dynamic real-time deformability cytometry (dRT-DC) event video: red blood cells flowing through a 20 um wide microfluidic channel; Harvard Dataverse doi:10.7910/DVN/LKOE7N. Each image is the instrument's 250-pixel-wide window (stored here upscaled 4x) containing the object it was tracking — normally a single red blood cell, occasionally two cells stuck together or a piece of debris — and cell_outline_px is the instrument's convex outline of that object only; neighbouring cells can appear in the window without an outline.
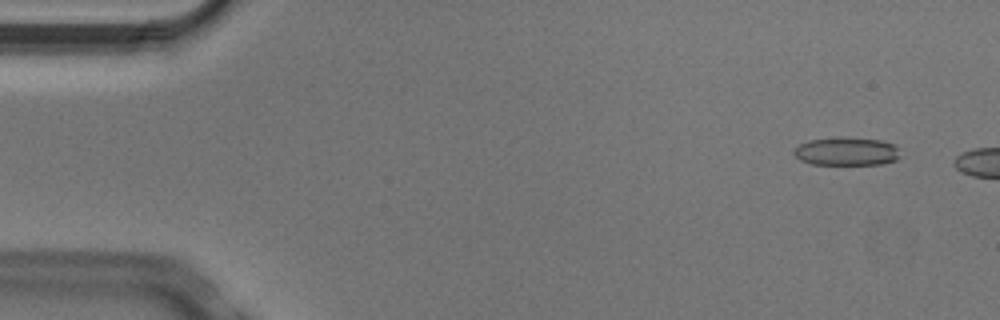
{"species": "Egyptian fruit bat (a non-hibernating species)", "species_latin": "Rousettus aegyptiacus", "temperature_condition": "cold", "stored_images_in_passage": 3, "camera_frame_rate_fps": 3000, "um_per_image_px": 0.085, "animal": {"sex": "male"}, "frame": {"image": 1, "passage_image": 2, "time_ms": 0.333, "image_size_px": [1000, 320], "cell_outline_px": [[900, 156], [896, 160], [880, 164], [812, 164], [800, 160], [792, 152], [800, 144], [808, 140], [840, 136], [844, 136], [880, 140], [892, 144], [896, 148]], "centroid_in_image_um": [71.92, 12.85], "position_along_channel_um": 13.1, "area_um2": 17.51}}